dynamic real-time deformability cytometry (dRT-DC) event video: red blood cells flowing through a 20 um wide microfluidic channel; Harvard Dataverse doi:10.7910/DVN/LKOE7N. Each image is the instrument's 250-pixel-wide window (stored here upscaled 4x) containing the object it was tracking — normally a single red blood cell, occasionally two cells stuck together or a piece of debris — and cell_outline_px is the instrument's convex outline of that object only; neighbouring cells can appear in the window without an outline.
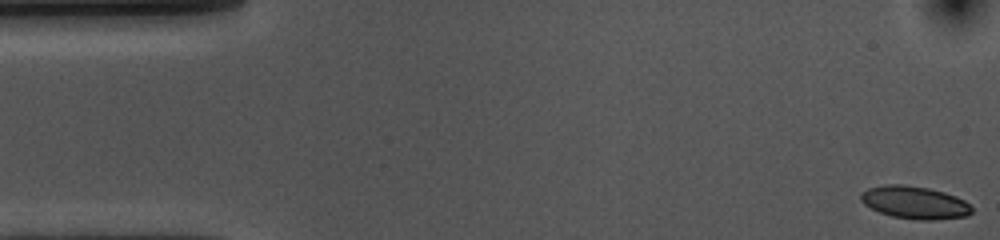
{"species": "common noctule bat (a hibernating species)", "species_latin": "Nyctalus noctula", "temperature_condition": "cold", "stored_images_in_passage": 15, "camera_frame_rate_fps": 3000, "um_per_image_px": 0.085, "animal": {"sex": "female", "body_mass_g": 10.0, "forearm_length_mm": 53.1}, "frame": {"image": 1, "passage_image": 1, "time_ms": 0.0, "image_size_px": [1000, 240], "cell_outline_px": [[972, 212], [968, 216], [936, 220], [916, 220], [892, 216], [880, 212], [864, 204], [860, 200], [860, 192], [868, 188], [884, 184], [900, 184], [928, 188], [944, 192], [956, 196], [964, 200], [972, 208]], "centroid_in_image_um": [77.74, 17.21], "position_along_channel_um": 7.3, "area_um2": 21.21}}